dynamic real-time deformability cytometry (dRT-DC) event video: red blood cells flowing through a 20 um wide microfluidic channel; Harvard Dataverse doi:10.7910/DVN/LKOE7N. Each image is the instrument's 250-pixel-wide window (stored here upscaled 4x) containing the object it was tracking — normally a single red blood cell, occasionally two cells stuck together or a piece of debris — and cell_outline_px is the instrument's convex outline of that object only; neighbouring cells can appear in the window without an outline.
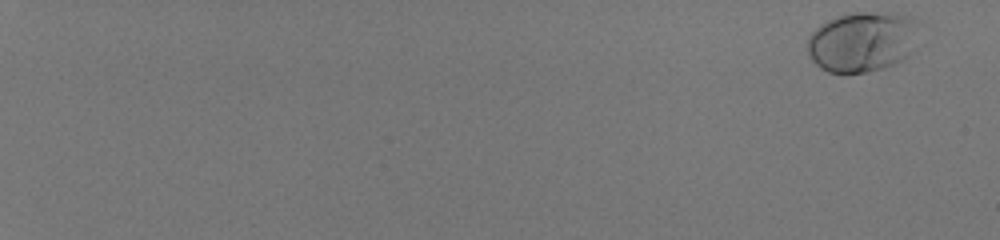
{"species": "human", "species_latin": "Homo sapiens", "temperature_condition": "room temperature", "stored_images_in_passage": 55, "camera_frame_rate_fps": 3000, "um_per_image_px": 0.085, "donor": {"sex": "male"}, "frame": {"image": 1, "passage_image": 1, "time_ms": 0.0, "image_size_px": [1000, 240], "cell_outline_px": [[916, 24], [908, 56], [884, 68], [868, 72], [828, 72], [820, 68], [812, 60], [808, 52], [808, 36], [820, 24], [836, 16], [852, 12], [900, 12], [912, 16], [916, 20]], "centroid_in_image_um": [73.24, 3.51], "position_along_channel_um": 11.8, "area_um2": 38.9}}
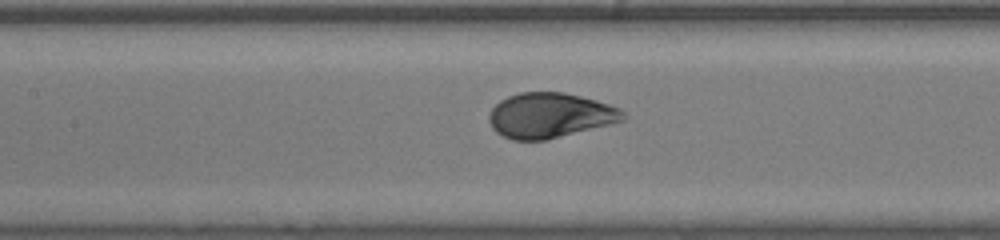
{"frame": {"image": 2, "passage_image": 32, "time_ms": 10.333, "image_size_px": [1000, 240], "cell_outline_px": [[628, 116], [624, 120], [548, 140], [512, 140], [496, 132], [492, 128], [488, 120], [488, 116], [492, 108], [500, 100], [508, 96], [520, 92], [564, 92], [596, 100], [620, 108]], "centroid_in_image_um": [46.73, 9.81], "position_along_channel_um": 160.7, "area_um2": 35.26}}
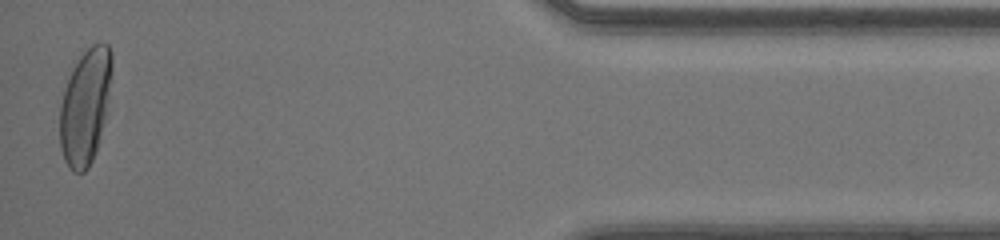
{"frame": {"image": 3, "passage_image": 55, "time_ms": 18.0, "image_size_px": [1000, 240], "cell_outline_px": [[112, 72], [104, 120], [96, 152], [88, 168], [84, 172], [72, 172], [68, 168], [64, 160], [60, 148], [60, 104], [72, 68], [80, 56], [92, 44], [108, 44], [112, 52]], "centroid_in_image_um": [7.24, 9.07], "position_along_channel_um": 428.0, "area_um2": 34.74}, "authors_computed_cell_mechanics": {"area_um2": 34.7378, "velocity_mm_per_s": 4.108, "shape_relaxation_time_tau1_ms": 2.7971, "shape_relaxation_time_tau2_ms": null, "deformation_change_tau1": 0.1702, "deformation_change_tau2": null}}